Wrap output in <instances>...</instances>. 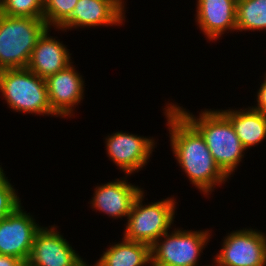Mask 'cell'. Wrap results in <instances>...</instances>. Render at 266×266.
Listing matches in <instances>:
<instances>
[{"instance_id": "9", "label": "cell", "mask_w": 266, "mask_h": 266, "mask_svg": "<svg viewBox=\"0 0 266 266\" xmlns=\"http://www.w3.org/2000/svg\"><path fill=\"white\" fill-rule=\"evenodd\" d=\"M107 156L117 167L130 175L139 172L147 163L155 148L153 137L116 132L105 138Z\"/></svg>"}, {"instance_id": "23", "label": "cell", "mask_w": 266, "mask_h": 266, "mask_svg": "<svg viewBox=\"0 0 266 266\" xmlns=\"http://www.w3.org/2000/svg\"><path fill=\"white\" fill-rule=\"evenodd\" d=\"M22 261L18 258L0 255V266H19Z\"/></svg>"}, {"instance_id": "16", "label": "cell", "mask_w": 266, "mask_h": 266, "mask_svg": "<svg viewBox=\"0 0 266 266\" xmlns=\"http://www.w3.org/2000/svg\"><path fill=\"white\" fill-rule=\"evenodd\" d=\"M219 111L231 122L244 149H250L266 139V114L253 109H227Z\"/></svg>"}, {"instance_id": "13", "label": "cell", "mask_w": 266, "mask_h": 266, "mask_svg": "<svg viewBox=\"0 0 266 266\" xmlns=\"http://www.w3.org/2000/svg\"><path fill=\"white\" fill-rule=\"evenodd\" d=\"M126 177L128 175L97 186L90 201L92 209L114 219L128 217L135 199L143 189L132 185Z\"/></svg>"}, {"instance_id": "7", "label": "cell", "mask_w": 266, "mask_h": 266, "mask_svg": "<svg viewBox=\"0 0 266 266\" xmlns=\"http://www.w3.org/2000/svg\"><path fill=\"white\" fill-rule=\"evenodd\" d=\"M211 266H266V234L253 228L228 233Z\"/></svg>"}, {"instance_id": "18", "label": "cell", "mask_w": 266, "mask_h": 266, "mask_svg": "<svg viewBox=\"0 0 266 266\" xmlns=\"http://www.w3.org/2000/svg\"><path fill=\"white\" fill-rule=\"evenodd\" d=\"M237 32L266 31V0H237Z\"/></svg>"}, {"instance_id": "6", "label": "cell", "mask_w": 266, "mask_h": 266, "mask_svg": "<svg viewBox=\"0 0 266 266\" xmlns=\"http://www.w3.org/2000/svg\"><path fill=\"white\" fill-rule=\"evenodd\" d=\"M182 229L175 228L172 232L164 233L151 246V266L199 265V258L210 241L212 231Z\"/></svg>"}, {"instance_id": "1", "label": "cell", "mask_w": 266, "mask_h": 266, "mask_svg": "<svg viewBox=\"0 0 266 266\" xmlns=\"http://www.w3.org/2000/svg\"><path fill=\"white\" fill-rule=\"evenodd\" d=\"M173 156L192 185L210 195L230 179L216 164L201 134L168 103L164 108ZM210 192V193H209Z\"/></svg>"}, {"instance_id": "12", "label": "cell", "mask_w": 266, "mask_h": 266, "mask_svg": "<svg viewBox=\"0 0 266 266\" xmlns=\"http://www.w3.org/2000/svg\"><path fill=\"white\" fill-rule=\"evenodd\" d=\"M82 77L72 62L45 79L51 110L57 117L74 116L73 109L84 99L85 81Z\"/></svg>"}, {"instance_id": "10", "label": "cell", "mask_w": 266, "mask_h": 266, "mask_svg": "<svg viewBox=\"0 0 266 266\" xmlns=\"http://www.w3.org/2000/svg\"><path fill=\"white\" fill-rule=\"evenodd\" d=\"M49 227V228H48ZM36 233L28 262L33 266H77L83 261L55 224Z\"/></svg>"}, {"instance_id": "20", "label": "cell", "mask_w": 266, "mask_h": 266, "mask_svg": "<svg viewBox=\"0 0 266 266\" xmlns=\"http://www.w3.org/2000/svg\"><path fill=\"white\" fill-rule=\"evenodd\" d=\"M79 0H44L43 19L51 29H58L72 14Z\"/></svg>"}, {"instance_id": "11", "label": "cell", "mask_w": 266, "mask_h": 266, "mask_svg": "<svg viewBox=\"0 0 266 266\" xmlns=\"http://www.w3.org/2000/svg\"><path fill=\"white\" fill-rule=\"evenodd\" d=\"M124 0H79L71 16L58 28L67 32L73 28L120 26L125 22Z\"/></svg>"}, {"instance_id": "5", "label": "cell", "mask_w": 266, "mask_h": 266, "mask_svg": "<svg viewBox=\"0 0 266 266\" xmlns=\"http://www.w3.org/2000/svg\"><path fill=\"white\" fill-rule=\"evenodd\" d=\"M144 197L142 190L126 218L123 238L151 247L164 233L172 229L177 202L174 197H168L154 203L143 204Z\"/></svg>"}, {"instance_id": "8", "label": "cell", "mask_w": 266, "mask_h": 266, "mask_svg": "<svg viewBox=\"0 0 266 266\" xmlns=\"http://www.w3.org/2000/svg\"><path fill=\"white\" fill-rule=\"evenodd\" d=\"M18 206L0 220V255L28 261L36 233L42 228L30 213Z\"/></svg>"}, {"instance_id": "19", "label": "cell", "mask_w": 266, "mask_h": 266, "mask_svg": "<svg viewBox=\"0 0 266 266\" xmlns=\"http://www.w3.org/2000/svg\"><path fill=\"white\" fill-rule=\"evenodd\" d=\"M44 0H0V13L11 17L43 18Z\"/></svg>"}, {"instance_id": "4", "label": "cell", "mask_w": 266, "mask_h": 266, "mask_svg": "<svg viewBox=\"0 0 266 266\" xmlns=\"http://www.w3.org/2000/svg\"><path fill=\"white\" fill-rule=\"evenodd\" d=\"M0 92L12 111L57 117L51 110L45 79L28 68L0 70Z\"/></svg>"}, {"instance_id": "21", "label": "cell", "mask_w": 266, "mask_h": 266, "mask_svg": "<svg viewBox=\"0 0 266 266\" xmlns=\"http://www.w3.org/2000/svg\"><path fill=\"white\" fill-rule=\"evenodd\" d=\"M21 204L18 192L3 170L0 173V220L6 218Z\"/></svg>"}, {"instance_id": "25", "label": "cell", "mask_w": 266, "mask_h": 266, "mask_svg": "<svg viewBox=\"0 0 266 266\" xmlns=\"http://www.w3.org/2000/svg\"><path fill=\"white\" fill-rule=\"evenodd\" d=\"M19 266H33V265H31L28 261H26V262H21Z\"/></svg>"}, {"instance_id": "14", "label": "cell", "mask_w": 266, "mask_h": 266, "mask_svg": "<svg viewBox=\"0 0 266 266\" xmlns=\"http://www.w3.org/2000/svg\"><path fill=\"white\" fill-rule=\"evenodd\" d=\"M237 0H197L196 24L209 41L236 31Z\"/></svg>"}, {"instance_id": "17", "label": "cell", "mask_w": 266, "mask_h": 266, "mask_svg": "<svg viewBox=\"0 0 266 266\" xmlns=\"http://www.w3.org/2000/svg\"><path fill=\"white\" fill-rule=\"evenodd\" d=\"M97 266H151V247L147 244L130 241L114 243L106 248L96 261Z\"/></svg>"}, {"instance_id": "3", "label": "cell", "mask_w": 266, "mask_h": 266, "mask_svg": "<svg viewBox=\"0 0 266 266\" xmlns=\"http://www.w3.org/2000/svg\"><path fill=\"white\" fill-rule=\"evenodd\" d=\"M48 28L43 18L0 13V70L27 68L38 39Z\"/></svg>"}, {"instance_id": "15", "label": "cell", "mask_w": 266, "mask_h": 266, "mask_svg": "<svg viewBox=\"0 0 266 266\" xmlns=\"http://www.w3.org/2000/svg\"><path fill=\"white\" fill-rule=\"evenodd\" d=\"M50 28L38 39L27 68L41 78L46 79L65 69L72 62L67 47L57 37L50 36Z\"/></svg>"}, {"instance_id": "24", "label": "cell", "mask_w": 266, "mask_h": 266, "mask_svg": "<svg viewBox=\"0 0 266 266\" xmlns=\"http://www.w3.org/2000/svg\"><path fill=\"white\" fill-rule=\"evenodd\" d=\"M88 262H85V260H83L80 264H78L77 266H91L89 264H87ZM92 266H97L96 263L93 264Z\"/></svg>"}, {"instance_id": "22", "label": "cell", "mask_w": 266, "mask_h": 266, "mask_svg": "<svg viewBox=\"0 0 266 266\" xmlns=\"http://www.w3.org/2000/svg\"><path fill=\"white\" fill-rule=\"evenodd\" d=\"M263 83H261L259 90L257 91V104L251 106L253 109L258 110L266 114V73L264 74Z\"/></svg>"}, {"instance_id": "2", "label": "cell", "mask_w": 266, "mask_h": 266, "mask_svg": "<svg viewBox=\"0 0 266 266\" xmlns=\"http://www.w3.org/2000/svg\"><path fill=\"white\" fill-rule=\"evenodd\" d=\"M172 106L201 134L216 164L231 177L246 151L231 122L217 109L201 110L196 117L182 106Z\"/></svg>"}]
</instances>
